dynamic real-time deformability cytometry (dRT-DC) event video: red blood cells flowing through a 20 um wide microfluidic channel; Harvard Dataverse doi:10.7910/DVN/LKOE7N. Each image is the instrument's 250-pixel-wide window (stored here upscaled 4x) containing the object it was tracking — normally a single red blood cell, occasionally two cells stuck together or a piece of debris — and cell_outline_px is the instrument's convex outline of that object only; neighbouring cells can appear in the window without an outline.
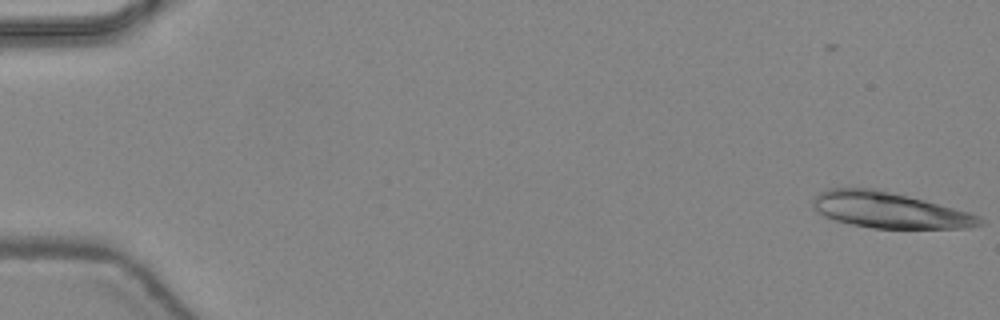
{"species": "common noctule bat (a hibernating species)", "species_latin": "Nyctalus noctula", "temperature_condition": "warm", "stored_images_in_passage": 16, "camera_frame_rate_fps": 3000, "um_per_image_px": 0.085, "animal": {"sex": "female", "body_mass_g": 24.6, "forearm_length_mm": 56.2}, "frame": {"image": 1, "passage_image": 1, "time_ms": 0.0, "image_size_px": [1000, 320], "cell_outline_px": [[984, 224], [968, 228], [872, 228], [852, 224], [836, 220], [824, 216], [812, 204], [812, 200], [820, 192], [828, 188], [872, 188], [924, 200], [968, 212], [980, 216], [984, 220]], "centroid_in_image_um": [75.61, 17.87], "position_along_channel_um": 9.4, "area_um2": 34.39}}